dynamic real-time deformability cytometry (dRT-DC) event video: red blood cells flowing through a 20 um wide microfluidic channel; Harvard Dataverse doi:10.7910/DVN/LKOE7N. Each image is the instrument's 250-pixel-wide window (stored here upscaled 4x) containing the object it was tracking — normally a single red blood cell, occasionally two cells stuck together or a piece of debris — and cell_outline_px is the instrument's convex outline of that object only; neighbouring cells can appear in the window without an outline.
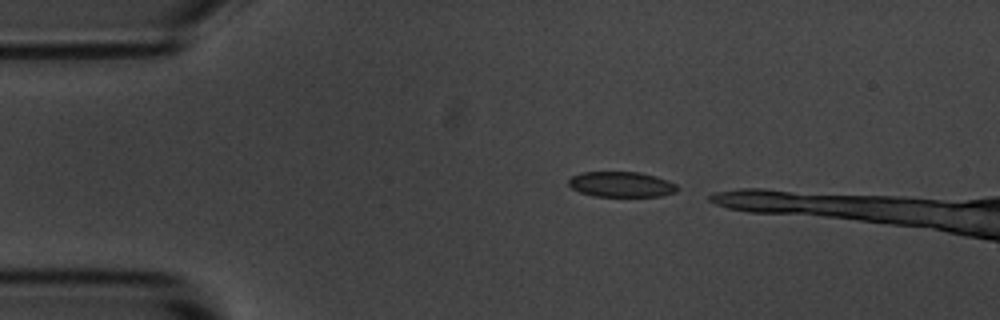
{"species": "common noctule bat (a hibernating species)", "species_latin": "Nyctalus noctula", "temperature_condition": "room temperature", "stored_images_in_passage": 10, "camera_frame_rate_fps": 3000, "um_per_image_px": 0.085, "animal": {"sex": "male", "body_mass_g": 20.1, "forearm_length_mm": 53.5}, "frame": {"image": 1, "passage_image": 1, "time_ms": 0.0, "image_size_px": [1000, 320], "cell_outline_px": [[680, 188], [676, 192], [660, 196], [592, 196], [580, 192], [572, 188], [568, 184], [568, 180], [572, 176], [580, 172], [640, 172], [656, 176], [668, 180], [676, 184]], "centroid_in_image_um": [52.82, 15.67], "position_along_channel_um": 32.2, "area_um2": 16.18}}
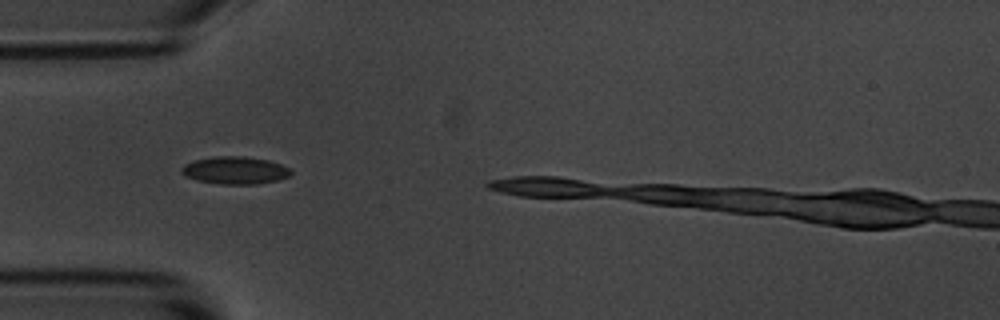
{"frame": {"image": 2, "passage_image": 7, "time_ms": 2.0, "image_size_px": [1000, 320], "cell_outline_px": [[292, 172], [288, 176], [276, 180], [256, 184], [220, 184], [196, 180], [184, 176], [180, 172], [180, 168], [184, 164], [192, 160], [216, 156], [244, 156], [268, 160], [280, 164], [288, 168]], "centroid_in_image_um": [19.91, 14.47], "position_along_channel_um": 65.1, "area_um2": 17.57}}